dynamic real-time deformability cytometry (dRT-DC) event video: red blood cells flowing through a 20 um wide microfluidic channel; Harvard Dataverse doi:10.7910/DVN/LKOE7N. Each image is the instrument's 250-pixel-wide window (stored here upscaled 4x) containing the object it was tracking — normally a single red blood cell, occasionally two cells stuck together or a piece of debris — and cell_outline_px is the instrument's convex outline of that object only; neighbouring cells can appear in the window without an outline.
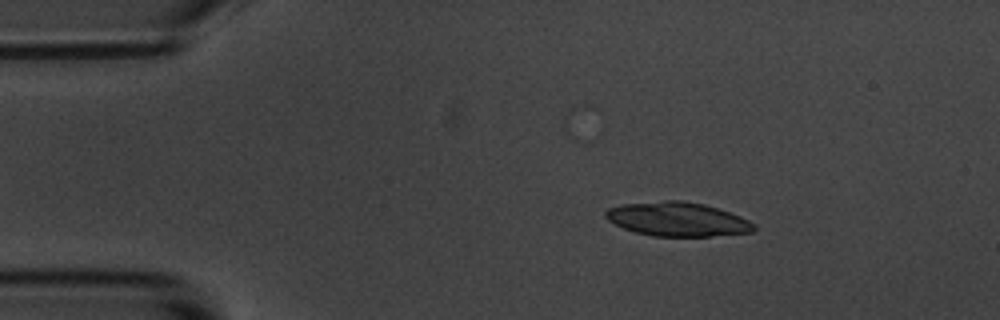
{"species": "common noctule bat (a hibernating species)", "species_latin": "Nyctalus noctula", "temperature_condition": "room temperature", "stored_images_in_passage": 4, "camera_frame_rate_fps": 3000, "um_per_image_px": 0.085, "animal": {"sex": "male", "body_mass_g": 20.1, "forearm_length_mm": 53.5}, "frame": {"image": 1, "passage_image": 2, "time_ms": 1.333, "image_size_px": [1000, 320], "cell_outline_px": [[756, 228], [752, 232], [712, 236], [652, 236], [636, 232], [624, 228], [608, 220], [604, 216], [604, 212], [608, 208], [620, 204], [664, 200], [680, 200], [704, 204], [740, 216], [756, 224]], "centroid_in_image_um": [57.57, 18.63], "position_along_channel_um": 27.4, "area_um2": 29.42}}